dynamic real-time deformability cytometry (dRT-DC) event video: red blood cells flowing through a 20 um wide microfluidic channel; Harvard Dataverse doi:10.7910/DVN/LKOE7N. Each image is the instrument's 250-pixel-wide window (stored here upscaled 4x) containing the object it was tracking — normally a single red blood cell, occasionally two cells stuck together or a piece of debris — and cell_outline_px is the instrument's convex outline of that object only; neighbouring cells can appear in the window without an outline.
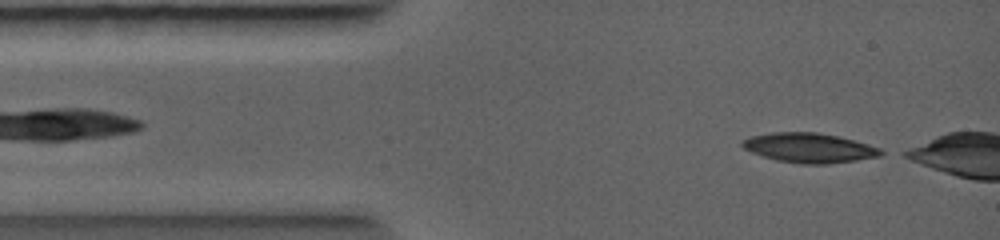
{"species": "common noctule bat (a hibernating species)", "species_latin": "Nyctalus noctula", "temperature_condition": "warm", "stored_images_in_passage": 9, "camera_frame_rate_fps": 5000, "um_per_image_px": 0.085, "animal": {"sex": "female", "body_mass_g": 19.0, "forearm_length_mm": 56.7}, "frame": {"image": 1, "passage_image": 2, "time_ms": 0.2, "image_size_px": [1000, 240], "cell_outline_px": [[880, 152], [872, 156], [852, 160], [780, 160], [764, 156], [744, 148], [744, 140], [752, 136], [772, 132], [816, 132], [836, 136], [852, 140], [880, 148]], "centroid_in_image_um": [68.69, 12.47], "position_along_channel_um": 16.3, "area_um2": 21.44}}